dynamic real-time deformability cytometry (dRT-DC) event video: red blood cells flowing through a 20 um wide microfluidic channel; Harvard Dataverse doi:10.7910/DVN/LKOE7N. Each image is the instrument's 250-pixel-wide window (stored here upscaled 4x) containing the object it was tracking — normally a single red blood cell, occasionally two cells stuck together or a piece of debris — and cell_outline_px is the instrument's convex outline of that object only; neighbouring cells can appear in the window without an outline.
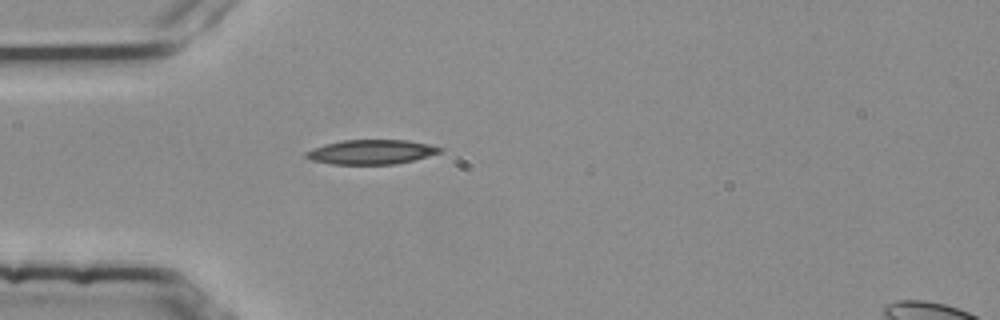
{"species": "common noctule bat (a hibernating species)", "species_latin": "Nyctalus noctula", "temperature_condition": "room temperature", "stored_images_in_passage": 1, "camera_frame_rate_fps": 3000, "um_per_image_px": 0.085, "animal": {"sex": "female", "body_mass_g": 25.1}, "frame": {"image": 1, "passage_image": 1, "time_ms": 0.0, "image_size_px": [1000, 320], "cell_outline_px": [[444, 148], [440, 152], [428, 156], [396, 164], [332, 164], [312, 160], [304, 156], [304, 152], [324, 144], [344, 140], [408, 140], [428, 144]], "centroid_in_image_um": [31.55, 12.91], "position_along_channel_um": 53.5, "area_um2": 19.02}}